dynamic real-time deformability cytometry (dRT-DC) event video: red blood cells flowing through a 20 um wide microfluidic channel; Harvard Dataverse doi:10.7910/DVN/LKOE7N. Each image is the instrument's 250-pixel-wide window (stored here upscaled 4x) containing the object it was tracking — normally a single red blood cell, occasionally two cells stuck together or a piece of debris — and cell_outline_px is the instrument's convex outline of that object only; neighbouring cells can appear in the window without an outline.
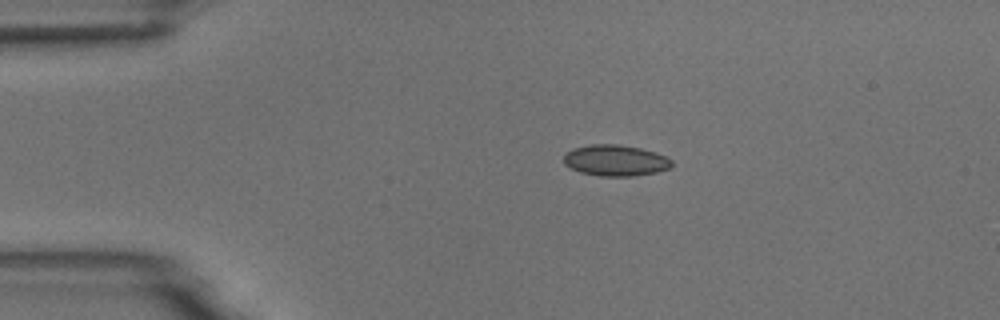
{"species": "common noctule bat (a hibernating species)", "species_latin": "Nyctalus noctula", "temperature_condition": "room temperature", "stored_images_in_passage": 5, "camera_frame_rate_fps": 3000, "um_per_image_px": 0.085, "animal": {"sex": "male", "body_mass_g": 18.8}, "frame": {"image": 1, "passage_image": 3, "time_ms": 2.333, "image_size_px": [1000, 320], "cell_outline_px": [[672, 164], [668, 168], [656, 172], [632, 176], [600, 176], [580, 172], [564, 164], [564, 152], [572, 148], [592, 144], [620, 144], [640, 148], [656, 152], [672, 160]], "centroid_in_image_um": [52.28, 13.62], "position_along_channel_um": 32.7, "area_um2": 19.59}}
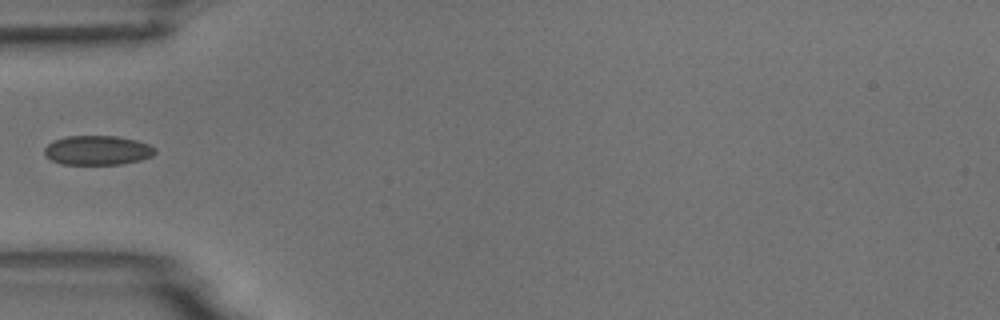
{"frame": {"image": 2, "passage_image": 5, "time_ms": 4.667, "image_size_px": [1000, 320], "cell_outline_px": [[156, 152], [152, 156], [140, 160], [120, 164], [64, 164], [52, 160], [44, 156], [44, 148], [52, 140], [68, 136], [116, 136], [136, 140], [148, 144], [156, 148]], "centroid_in_image_um": [8.27, 12.77], "position_along_channel_um": 76.7, "area_um2": 18.96}}